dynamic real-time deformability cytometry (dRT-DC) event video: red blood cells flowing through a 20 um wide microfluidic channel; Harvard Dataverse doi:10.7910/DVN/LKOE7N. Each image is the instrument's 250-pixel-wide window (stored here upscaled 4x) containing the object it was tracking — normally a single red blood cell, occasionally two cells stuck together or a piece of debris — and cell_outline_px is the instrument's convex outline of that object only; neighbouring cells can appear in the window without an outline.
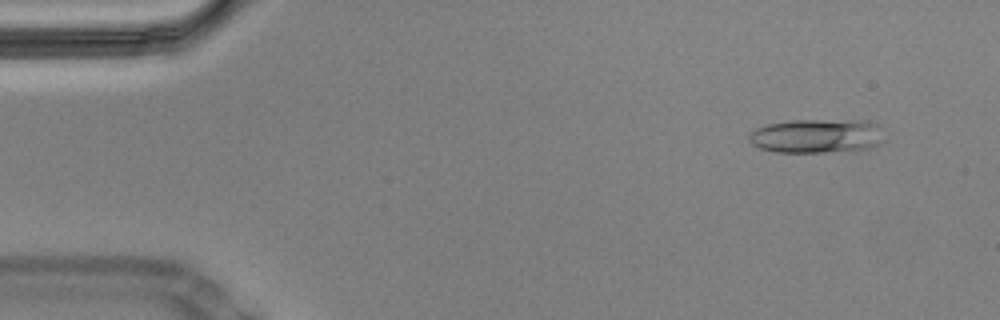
{"species": "Egyptian fruit bat (a non-hibernating species)", "species_latin": "Rousettus aegyptiacus", "temperature_condition": "cold", "stored_images_in_passage": 15, "camera_frame_rate_fps": 3000, "um_per_image_px": 0.085, "animal": {"sex": "male"}, "frame": {"image": 1, "passage_image": 5, "time_ms": 1.333, "image_size_px": [1000, 320], "cell_outline_px": [[884, 140], [868, 148], [824, 152], [776, 152], [760, 148], [752, 144], [748, 140], [748, 136], [756, 128], [768, 124], [792, 120], [868, 120], [876, 124]], "centroid_in_image_um": [69.38, 11.55], "position_along_channel_um": 15.6, "area_um2": 26.65}}